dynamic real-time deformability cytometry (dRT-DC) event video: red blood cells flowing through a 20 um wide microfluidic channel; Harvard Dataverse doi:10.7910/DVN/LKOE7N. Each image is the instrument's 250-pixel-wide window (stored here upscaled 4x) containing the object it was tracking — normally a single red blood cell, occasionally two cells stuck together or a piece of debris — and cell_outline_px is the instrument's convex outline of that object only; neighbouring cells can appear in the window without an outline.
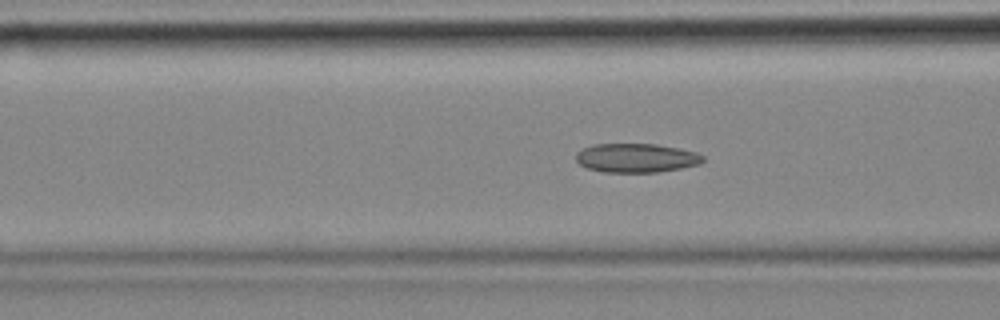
{"species": "common noctule bat (a hibernating species)", "species_latin": "Nyctalus noctula", "temperature_condition": "cold", "stored_images_in_passage": 57, "camera_frame_rate_fps": 3000, "um_per_image_px": 0.085, "animal": {"sex": "female", "body_mass_g": 18.4}, "frame": {"image": 1, "passage_image": 21, "time_ms": 6.667, "image_size_px": [1000, 320], "cell_outline_px": [[704, 160], [700, 164], [680, 168], [656, 172], [604, 172], [588, 168], [580, 164], [576, 160], [576, 152], [592, 144], [656, 144], [680, 148], [696, 152], [704, 156]], "centroid_in_image_um": [54.09, 13.42], "position_along_channel_um": 112.5, "area_um2": 21.44}}
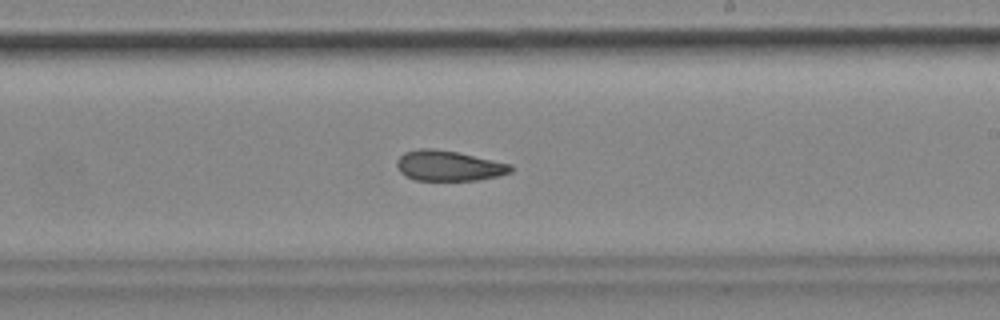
{"frame": {"image": 2, "passage_image": 33, "time_ms": 10.667, "image_size_px": [1000, 320], "cell_outline_px": [[512, 172], [500, 176], [480, 180], [416, 180], [404, 176], [400, 172], [396, 164], [396, 160], [404, 152], [420, 148], [432, 148], [456, 152], [512, 164]], "centroid_in_image_um": [38.13, 14.09], "position_along_channel_um": 250.9, "area_um2": 20.23}}
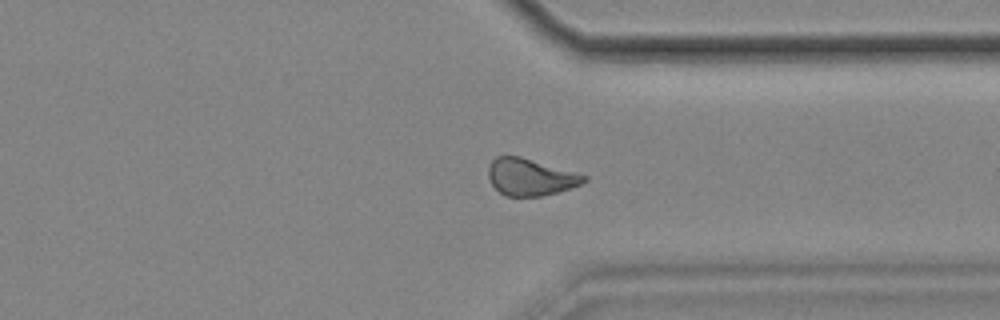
{"frame": {"image": 3, "passage_image": 43, "time_ms": 14.0, "image_size_px": [1000, 320], "cell_outline_px": [[588, 180], [580, 184], [556, 192], [540, 196], [504, 196], [492, 184], [488, 176], [488, 168], [492, 160], [496, 156], [520, 156], [576, 172], [588, 176]], "centroid_in_image_um": [45.07, 15.04], "position_along_channel_um": 366.3, "area_um2": 20.4}, "authors_computed_cell_mechanics": {"area_um2": 21.3282, "velocity_mm_per_s": 3.4761, "shape_relaxation_time_tau1_ms": null, "shape_relaxation_time_tau2_ms": 3.7434, "deformation_change_tau1": null, "deformation_change_tau2": 0.0871}}